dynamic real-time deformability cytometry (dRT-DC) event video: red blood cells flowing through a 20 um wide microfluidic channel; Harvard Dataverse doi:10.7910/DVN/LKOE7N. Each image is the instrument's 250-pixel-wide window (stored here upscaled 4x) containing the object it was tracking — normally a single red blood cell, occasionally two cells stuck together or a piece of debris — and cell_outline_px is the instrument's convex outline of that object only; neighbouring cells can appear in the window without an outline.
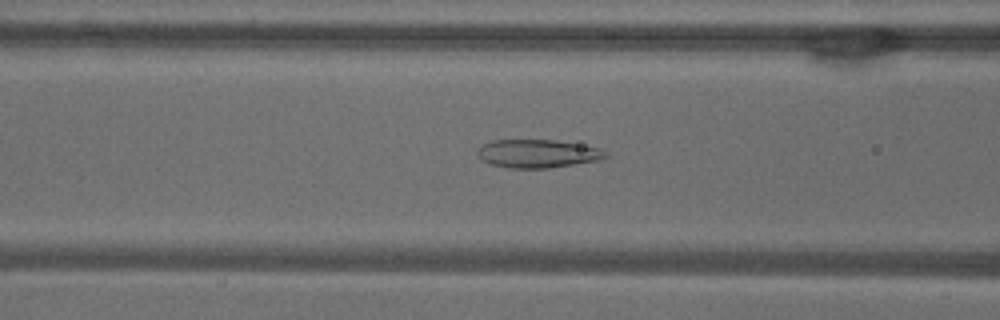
{"species": "common noctule bat (a hibernating species)", "species_latin": "Nyctalus noctula", "temperature_condition": "warm", "stored_images_in_passage": 53, "camera_frame_rate_fps": 3000, "um_per_image_px": 0.085, "animal": {"sex": "male", "body_mass_g": 18.8}, "frame": {"image": 1, "passage_image": 21, "time_ms": 6.667, "image_size_px": [1000, 320], "cell_outline_px": [[608, 156], [596, 160], [548, 168], [508, 168], [492, 164], [480, 160], [476, 152], [484, 144], [492, 140], [552, 140], [600, 148], [608, 152]], "centroid_in_image_um": [45.65, 13.06], "position_along_channel_um": 120.9, "area_um2": 20.81}}
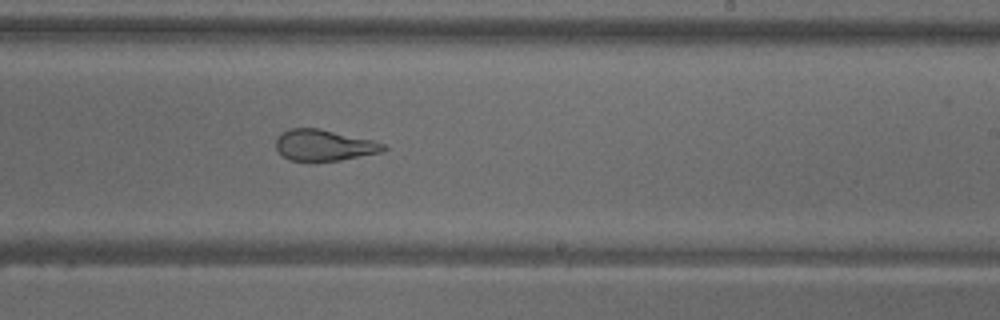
{"frame": {"image": 2, "passage_image": 32, "time_ms": 10.333, "image_size_px": [1000, 320], "cell_outline_px": [[388, 148], [384, 152], [340, 160], [288, 160], [276, 148], [276, 140], [280, 132], [288, 128], [320, 128], [372, 140], [384, 144]], "centroid_in_image_um": [27.55, 12.33], "position_along_channel_um": 261.4, "area_um2": 19.48}}
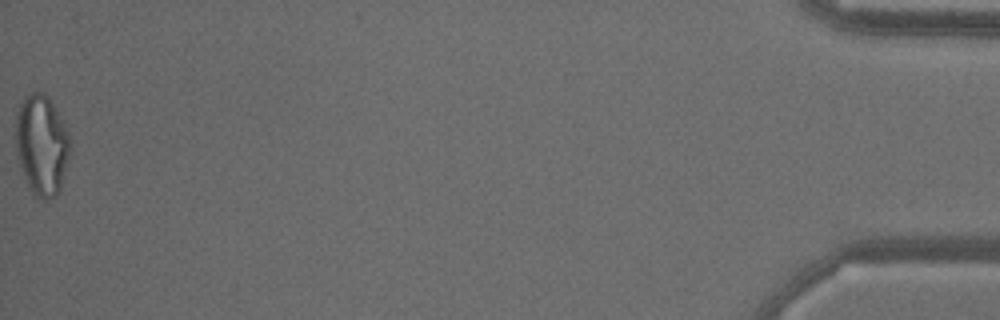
{"frame": {"image": 3, "passage_image": 53, "time_ms": 17.333, "image_size_px": [1000, 320], "cell_outline_px": [[72, 144], [60, 188], [56, 196], [48, 200], [44, 200], [32, 196], [28, 188], [20, 164], [16, 148], [16, 116], [20, 104], [24, 96], [32, 92], [44, 92], [48, 96], [56, 108], [68, 128]], "centroid_in_image_um": [3.57, 12.32], "position_along_channel_um": 431.6, "area_um2": 32.31}, "authors_computed_cell_mechanics": {"area_um2": 26.2412, "velocity_mm_per_s": 3.835, "shape_relaxation_time_tau1_ms": null, "shape_relaxation_time_tau2_ms": 1.4646, "deformation_change_tau1": null, "deformation_change_tau2": 0.1024}}